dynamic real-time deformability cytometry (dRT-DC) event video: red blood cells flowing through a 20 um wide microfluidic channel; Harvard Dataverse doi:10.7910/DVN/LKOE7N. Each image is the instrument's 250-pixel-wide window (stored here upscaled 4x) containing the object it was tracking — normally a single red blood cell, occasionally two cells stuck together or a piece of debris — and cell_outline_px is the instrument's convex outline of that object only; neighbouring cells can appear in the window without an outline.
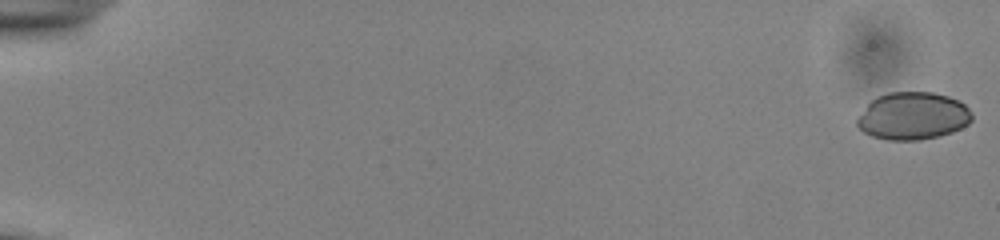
{"species": "common noctule bat (a hibernating species)", "species_latin": "Nyctalus noctula", "temperature_condition": "cold", "stored_images_in_passage": 54, "camera_frame_rate_fps": 3000, "um_per_image_px": 0.085, "animal": {"sex": "male", "body_mass_g": 13.0, "forearm_length_mm": 53.1}, "frame": {"image": 1, "passage_image": 1, "time_ms": 0.0, "image_size_px": [1000, 240], "cell_outline_px": [[972, 120], [968, 124], [952, 132], [940, 136], [920, 140], [888, 140], [872, 136], [864, 132], [856, 124], [856, 120], [868, 104], [876, 96], [888, 92], [932, 92], [948, 96], [964, 104], [972, 112]], "centroid_in_image_um": [77.6, 9.86], "position_along_channel_um": 7.4, "area_um2": 31.79}}
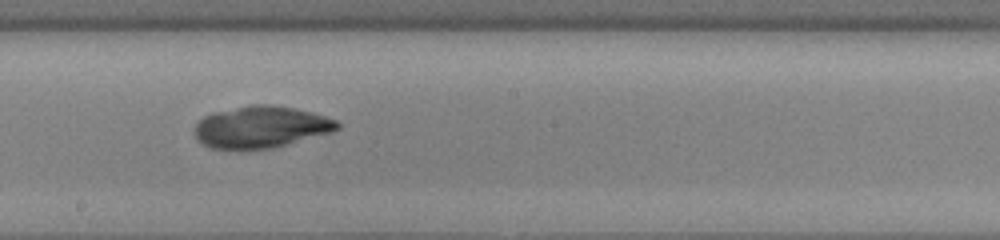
{"frame": {"image": 2, "passage_image": 32, "time_ms": 10.333, "image_size_px": [1000, 240], "cell_outline_px": [[340, 128], [332, 132], [288, 144], [272, 148], [212, 148], [200, 144], [196, 140], [192, 128], [204, 116], [212, 112], [252, 104], [264, 104], [292, 108], [312, 112], [336, 120], [340, 124]], "centroid_in_image_um": [22.14, 10.79], "position_along_channel_um": 226.1, "area_um2": 34.68}}
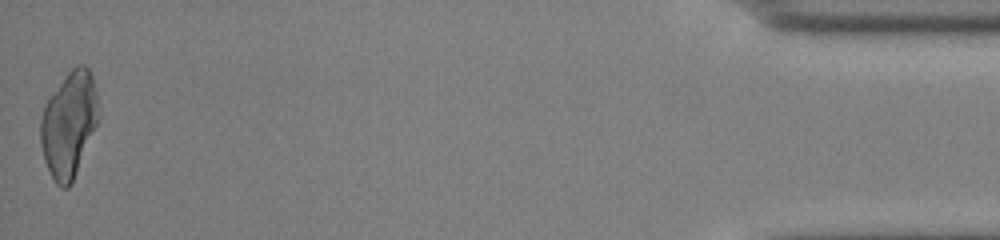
{"frame": {"image": 3, "passage_image": 54, "time_ms": 17.667, "image_size_px": [1000, 240], "cell_outline_px": [[100, 120], [76, 172], [68, 188], [60, 188], [52, 180], [44, 160], [40, 144], [40, 120], [44, 108], [48, 100], [68, 72], [76, 64], [84, 64], [88, 68], [92, 76], [96, 92], [100, 112]], "centroid_in_image_um": [5.87, 10.59], "position_along_channel_um": 429.3, "area_um2": 35.72}}